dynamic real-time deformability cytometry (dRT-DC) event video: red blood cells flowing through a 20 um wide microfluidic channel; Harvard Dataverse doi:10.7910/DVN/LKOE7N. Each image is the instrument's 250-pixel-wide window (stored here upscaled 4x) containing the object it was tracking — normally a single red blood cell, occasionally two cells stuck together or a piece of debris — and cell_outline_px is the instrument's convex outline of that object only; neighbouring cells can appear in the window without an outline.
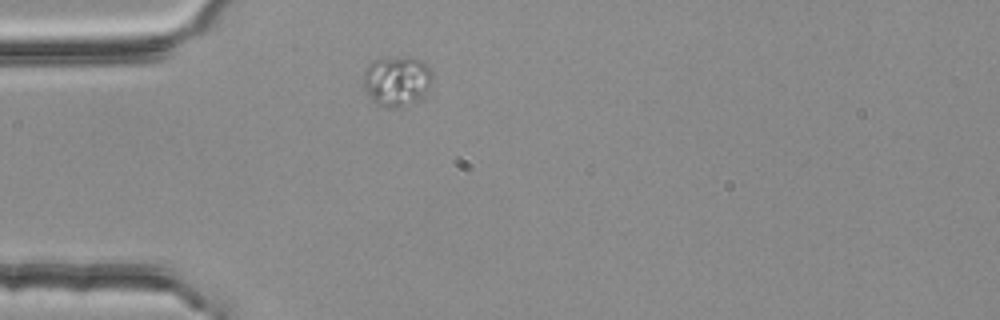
{"species": "common noctule bat (a hibernating species)", "species_latin": "Nyctalus noctula", "temperature_condition": "room temperature", "stored_images_in_passage": 1, "camera_frame_rate_fps": 3000, "um_per_image_px": 0.085, "animal": {"sex": "female", "body_mass_g": 25.1}, "frame": {"image": 1, "passage_image": 1, "time_ms": 0.0, "image_size_px": [1000, 320], "cell_outline_px": [[432, 80], [428, 88], [420, 96], [400, 108], [388, 108], [376, 104], [368, 96], [364, 84], [364, 72], [368, 64], [372, 60], [396, 56], [412, 56], [428, 64], [432, 72]], "centroid_in_image_um": [33.71, 6.84], "position_along_channel_um": 51.3, "area_um2": 20.23}}